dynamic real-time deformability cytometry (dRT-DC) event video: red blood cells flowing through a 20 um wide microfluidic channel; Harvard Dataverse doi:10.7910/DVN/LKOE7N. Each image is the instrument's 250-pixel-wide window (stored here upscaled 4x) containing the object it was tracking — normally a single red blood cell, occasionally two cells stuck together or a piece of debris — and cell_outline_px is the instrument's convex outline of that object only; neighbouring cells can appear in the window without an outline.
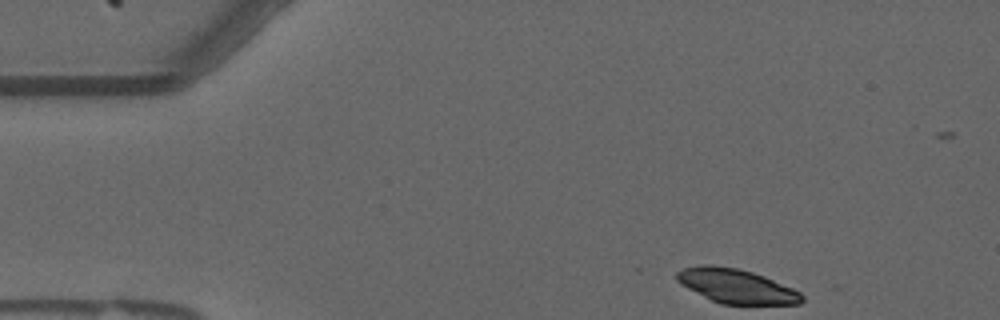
{"species": "common noctule bat (a hibernating species)", "species_latin": "Nyctalus noctula", "temperature_condition": "warm", "stored_images_in_passage": 10, "camera_frame_rate_fps": 3000, "um_per_image_px": 0.085, "animal": {"sex": "male", "forearm_length_mm": 52.5}, "frame": {"image": 1, "passage_image": 1, "time_ms": 0.0, "image_size_px": [1000, 320], "cell_outline_px": [[804, 300], [800, 304], [720, 304], [680, 284], [676, 280], [676, 272], [684, 268], [704, 264], [708, 264], [736, 268], [752, 272], [764, 276], [792, 288], [800, 292], [804, 296]], "centroid_in_image_um": [62.59, 24.32], "position_along_channel_um": 22.4, "area_um2": 24.8}}